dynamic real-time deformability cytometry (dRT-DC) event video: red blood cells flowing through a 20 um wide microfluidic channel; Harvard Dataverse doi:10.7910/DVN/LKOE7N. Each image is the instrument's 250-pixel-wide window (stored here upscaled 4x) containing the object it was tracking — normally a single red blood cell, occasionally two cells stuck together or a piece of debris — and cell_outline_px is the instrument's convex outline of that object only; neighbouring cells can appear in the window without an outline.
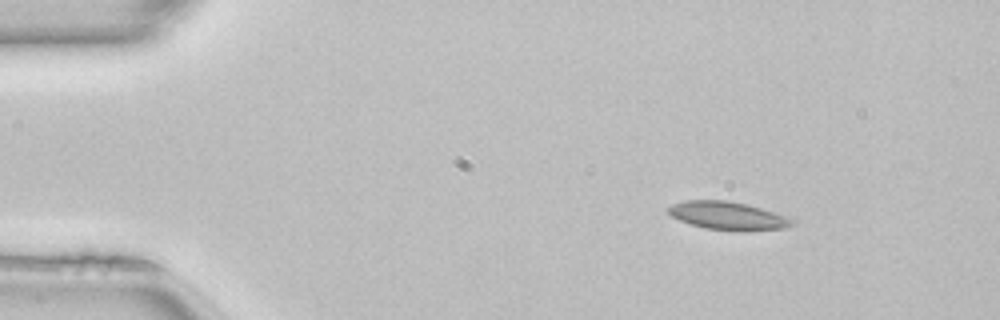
{"species": "common noctule bat (a hibernating species)", "species_latin": "Nyctalus noctula", "temperature_condition": "room temperature", "stored_images_in_passage": 44, "camera_frame_rate_fps": 3000, "um_per_image_px": 0.085, "animal": {"sex": "female", "body_mass_g": 22.7, "forearm_length_mm": 54.2}, "frame": {"image": 1, "passage_image": 1, "time_ms": 0.0, "image_size_px": [1000, 320], "cell_outline_px": [[796, 224], [788, 228], [704, 228], [680, 220], [672, 216], [668, 212], [668, 208], [672, 204], [684, 200], [728, 200], [748, 204], [784, 216], [792, 220]], "centroid_in_image_um": [61.79, 18.28], "position_along_channel_um": 23.2, "area_um2": 19.19}}
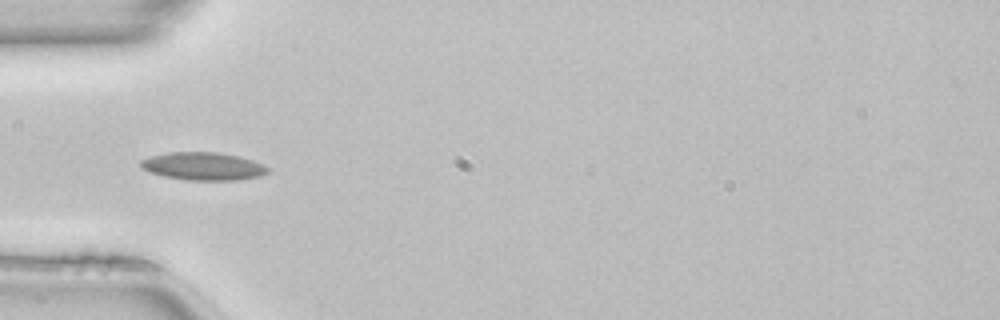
{"frame": {"image": 2, "passage_image": 10, "time_ms": 3.0, "image_size_px": [1000, 320], "cell_outline_px": [[272, 172], [260, 176], [240, 180], [188, 180], [164, 176], [148, 172], [140, 164], [140, 160], [152, 156], [168, 152], [220, 152], [240, 156], [264, 164]], "centroid_in_image_um": [17.33, 14.13], "position_along_channel_um": 67.7, "area_um2": 20.81}}
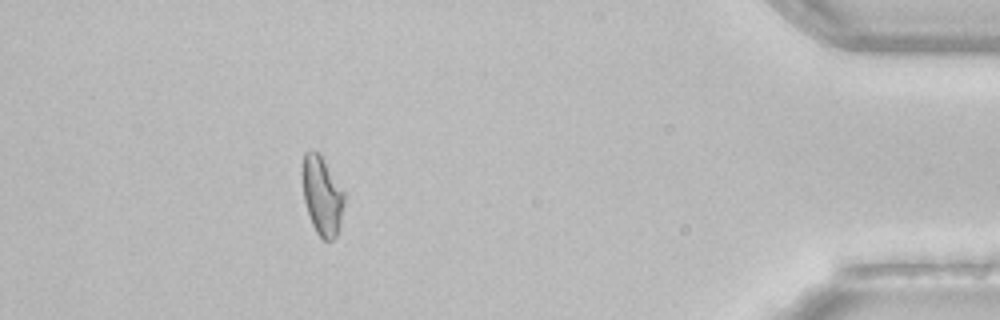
{"frame": {"image": 3, "passage_image": 39, "time_ms": 12.667, "image_size_px": [1000, 320], "cell_outline_px": [[344, 204], [340, 224], [336, 236], [332, 240], [324, 240], [316, 232], [312, 224], [304, 200], [300, 172], [304, 152], [312, 148], [320, 156], [344, 192]], "centroid_in_image_um": [27.33, 16.62], "position_along_channel_um": 407.9, "area_um2": 19.13}, "authors_computed_cell_mechanics": {"area_um2": 19.4497, "velocity_mm_per_s": 4.0867, "shape_relaxation_time_tau1_ms": 10.8808, "shape_relaxation_time_tau2_ms": null, "deformation_change_tau1": 0.1695, "deformation_change_tau2": null}}